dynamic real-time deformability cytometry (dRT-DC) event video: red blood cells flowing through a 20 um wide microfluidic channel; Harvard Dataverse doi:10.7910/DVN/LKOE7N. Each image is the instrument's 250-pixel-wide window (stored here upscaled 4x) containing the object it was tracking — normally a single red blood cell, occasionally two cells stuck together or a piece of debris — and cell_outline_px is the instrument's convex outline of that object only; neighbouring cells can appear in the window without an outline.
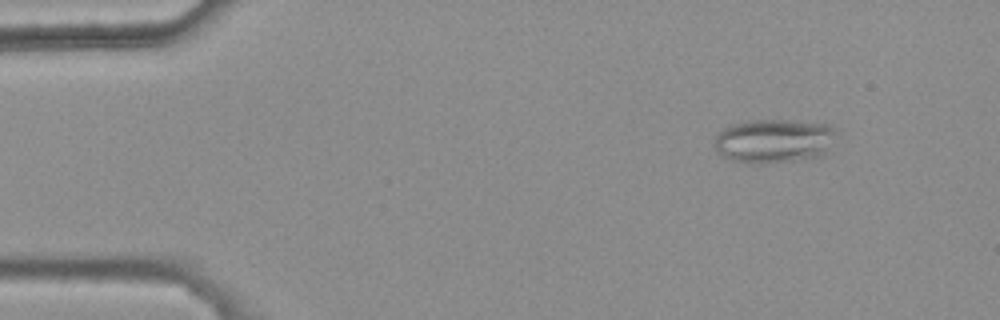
{"species": "common noctule bat (a hibernating species)", "species_latin": "Nyctalus noctula", "temperature_condition": "warm", "stored_images_in_passage": 47, "camera_frame_rate_fps": 3000, "um_per_image_px": 0.085, "animal": {"sex": "female", "body_mass_g": 25.1}, "frame": {"image": 1, "passage_image": 6, "time_ms": 1.667, "image_size_px": [1000, 320], "cell_outline_px": [[836, 132], [824, 156], [796, 160], [764, 164], [752, 164], [732, 160], [720, 156], [716, 148], [716, 136], [724, 128], [732, 124], [748, 120], [788, 120], [828, 124], [836, 128]], "centroid_in_image_um": [65.79, 11.98], "position_along_channel_um": 19.2, "area_um2": 31.39}}
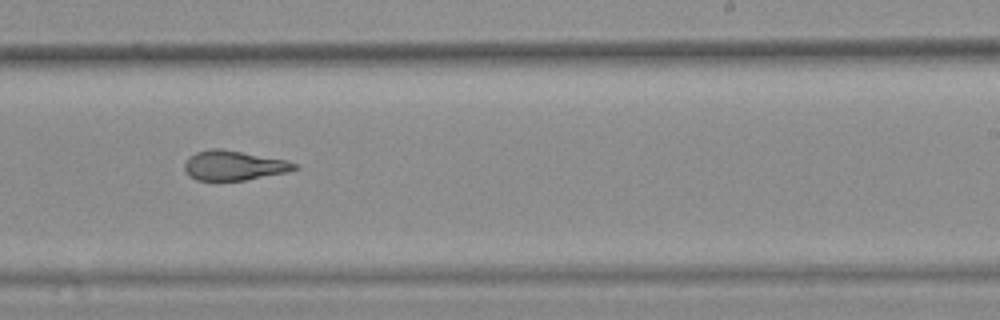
{"frame": {"image": 2, "passage_image": 33, "time_ms": 10.667, "image_size_px": [1000, 320], "cell_outline_px": [[300, 168], [284, 172], [244, 180], [196, 180], [184, 168], [184, 164], [188, 156], [196, 152], [212, 148], [220, 148], [288, 160], [296, 164]], "centroid_in_image_um": [19.87, 14.04], "position_along_channel_um": 269.1, "area_um2": 18.79}}
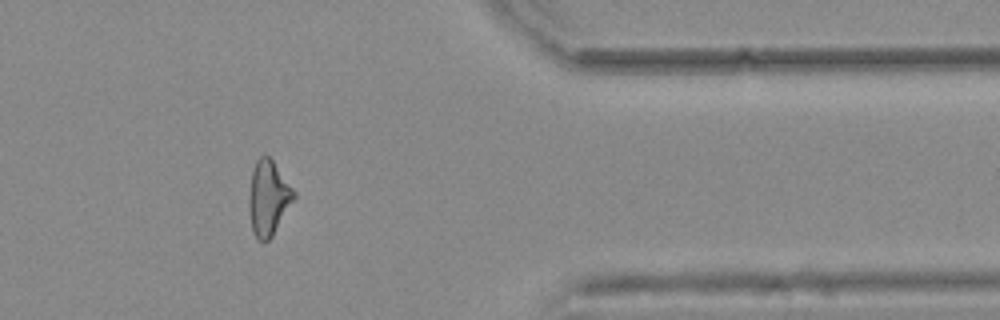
{"frame": {"image": 3, "passage_image": 44, "time_ms": 14.333, "image_size_px": [1000, 320], "cell_outline_px": [[296, 196], [272, 236], [264, 244], [252, 232], [248, 204], [248, 200], [252, 168], [256, 160], [264, 152], [272, 160], [296, 192]], "centroid_in_image_um": [22.79, 16.81], "position_along_channel_um": 388.6, "area_um2": 19.65}, "authors_computed_cell_mechanics": {"area_um2": 20.1144, "velocity_mm_per_s": 3.7758, "shape_relaxation_time_tau1_ms": null, "shape_relaxation_time_tau2_ms": 2.56, "deformation_change_tau1": null, "deformation_change_tau2": 0.1179}}